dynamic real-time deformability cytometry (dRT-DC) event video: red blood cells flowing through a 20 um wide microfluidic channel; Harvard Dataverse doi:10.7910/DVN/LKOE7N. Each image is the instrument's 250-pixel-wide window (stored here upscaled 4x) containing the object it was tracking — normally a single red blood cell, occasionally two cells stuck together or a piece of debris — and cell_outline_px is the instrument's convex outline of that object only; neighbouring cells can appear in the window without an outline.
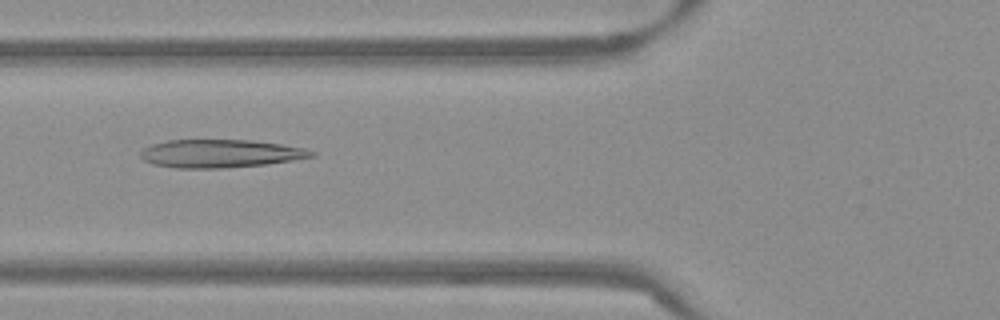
{"species": "Egyptian fruit bat (a non-hibernating species)", "species_latin": "Rousettus aegyptiacus", "temperature_condition": "warm", "stored_images_in_passage": 22, "camera_frame_rate_fps": 3000, "um_per_image_px": 0.085, "frame": {"image": 1, "passage_image": 4, "time_ms": 1.0, "image_size_px": [1000, 320], "cell_outline_px": [[316, 156], [292, 160], [264, 164], [220, 168], [176, 168], [152, 164], [144, 160], [140, 156], [140, 152], [144, 148], [152, 144], [168, 140], [252, 140], [280, 144], [304, 148], [316, 152]], "centroid_in_image_um": [18.71, 13.05], "position_along_channel_um": 107.1, "area_um2": 27.86}}
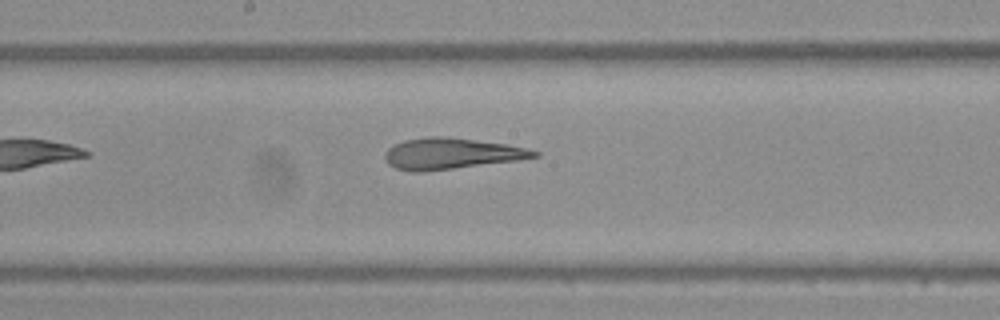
{"frame": {"image": 2, "passage_image": 12, "time_ms": 3.667, "image_size_px": [1000, 320], "cell_outline_px": [[540, 156], [516, 160], [424, 172], [412, 172], [396, 168], [388, 164], [384, 156], [384, 152], [388, 148], [404, 140], [428, 136], [444, 136], [508, 144], [528, 148], [540, 152]], "centroid_in_image_um": [38.34, 13.05], "position_along_channel_um": 209.9, "area_um2": 27.05}}
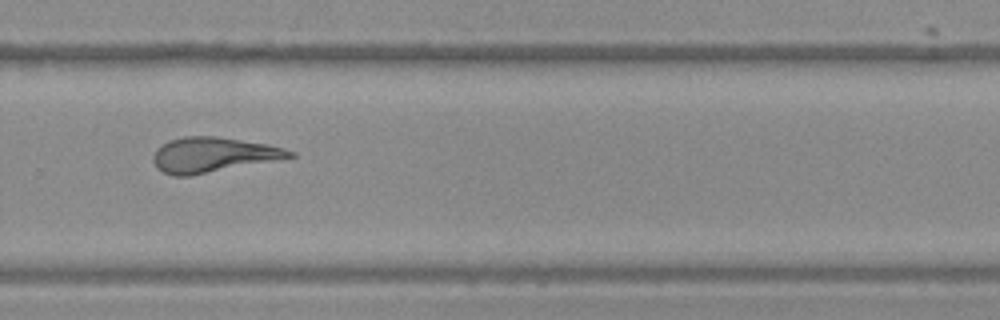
{"frame": {"image": 3, "passage_image": 20, "time_ms": 6.333, "image_size_px": [1000, 320], "cell_outline_px": [[296, 156], [188, 176], [172, 176], [156, 168], [152, 160], [152, 156], [156, 148], [168, 140], [184, 136], [216, 136], [268, 144], [284, 148], [296, 152]], "centroid_in_image_um": [18.06, 13.15], "position_along_channel_um": 311.7, "area_um2": 27.74}}